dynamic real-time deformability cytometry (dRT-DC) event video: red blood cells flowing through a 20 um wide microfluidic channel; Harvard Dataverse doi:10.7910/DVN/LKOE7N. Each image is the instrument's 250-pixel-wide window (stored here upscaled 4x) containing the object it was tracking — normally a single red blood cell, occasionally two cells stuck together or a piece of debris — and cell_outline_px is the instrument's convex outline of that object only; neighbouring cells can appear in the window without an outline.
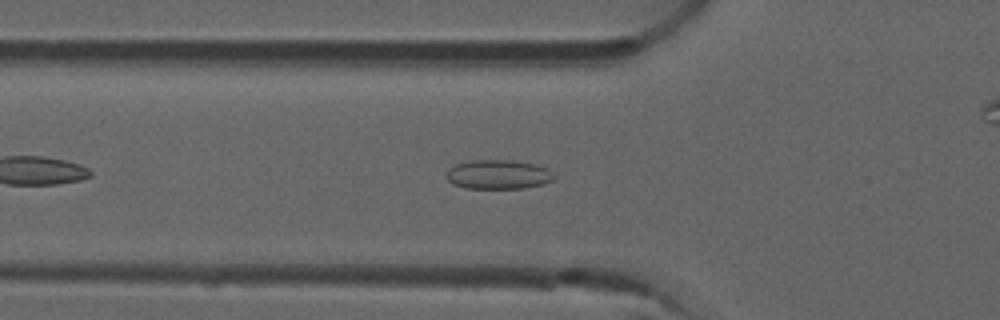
{"species": "common noctule bat (a hibernating species)", "species_latin": "Nyctalus noctula", "temperature_condition": "room temperature", "stored_images_in_passage": 36, "camera_frame_rate_fps": 3000, "um_per_image_px": 0.085, "animal": {"sex": "male", "forearm_length_mm": 52.5}, "frame": {"image": 1, "passage_image": 7, "time_ms": 2.0, "image_size_px": [1000, 320], "cell_outline_px": [[556, 176], [552, 180], [544, 184], [524, 188], [464, 188], [452, 184], [448, 180], [448, 168], [456, 164], [472, 160], [512, 160], [536, 164], [548, 168]], "centroid_in_image_um": [42.38, 14.83], "position_along_channel_um": 83.4, "area_um2": 18.44}}
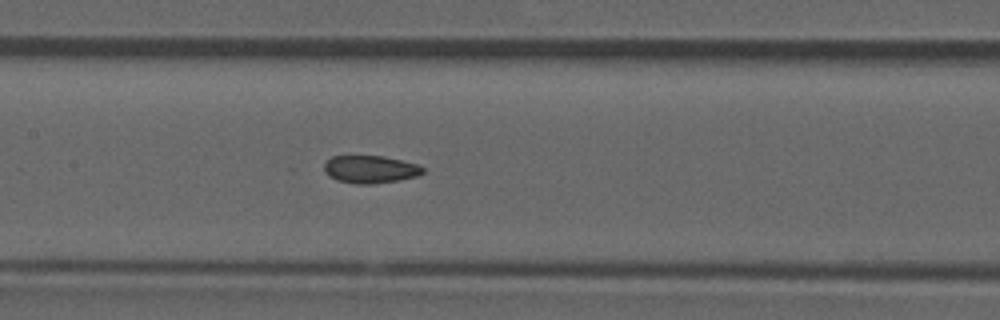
{"frame": {"image": 2, "passage_image": 14, "time_ms": 4.333, "image_size_px": [1000, 320], "cell_outline_px": [[424, 172], [416, 176], [396, 180], [372, 184], [356, 184], [336, 180], [328, 176], [324, 172], [324, 164], [332, 156], [384, 156], [420, 164], [424, 168]], "centroid_in_image_um": [31.47, 14.39], "position_along_channel_um": 175.9, "area_um2": 15.95}}
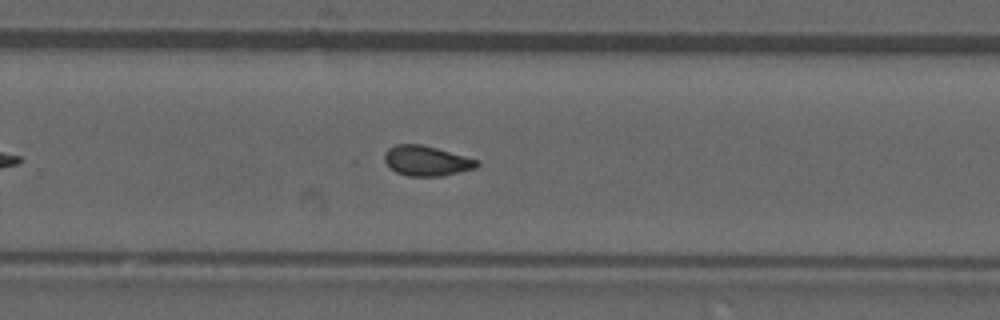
{"frame": {"image": 3, "passage_image": 23, "time_ms": 7.333, "image_size_px": [1000, 320], "cell_outline_px": [[480, 164], [476, 168], [440, 176], [408, 176], [396, 172], [384, 160], [384, 152], [388, 148], [396, 144], [420, 144], [436, 148], [480, 160]], "centroid_in_image_um": [36.26, 13.66], "position_along_channel_um": 293.5, "area_um2": 16.13}, "authors_computed_cell_mechanics": {"area_um2": 15.9528, "velocity_mm_per_s": 3.9367, "shape_relaxation_time_tau1_ms": null, "shape_relaxation_time_tau2_ms": 0.5878, "deformation_change_tau1": null, "deformation_change_tau2": 0.0567}}